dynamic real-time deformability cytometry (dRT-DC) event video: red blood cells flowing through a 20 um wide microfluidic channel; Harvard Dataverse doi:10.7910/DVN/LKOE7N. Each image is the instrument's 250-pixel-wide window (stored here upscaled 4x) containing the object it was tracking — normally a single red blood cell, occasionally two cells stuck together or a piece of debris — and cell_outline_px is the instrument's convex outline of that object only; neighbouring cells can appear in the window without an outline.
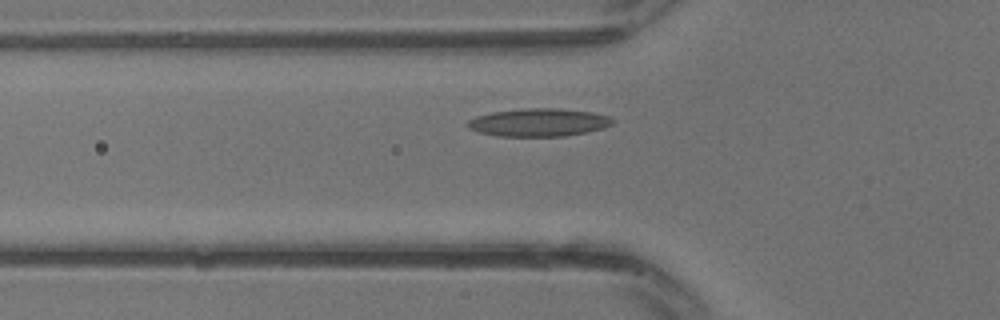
{"species": "common noctule bat (a hibernating species)", "species_latin": "Nyctalus noctula", "temperature_condition": "warm", "stored_images_in_passage": 20, "camera_frame_rate_fps": 3000, "um_per_image_px": 0.085, "animal": {"sex": "male", "body_mass_g": 13.3}, "frame": {"image": 1, "passage_image": 2, "time_ms": 0.333, "image_size_px": [1000, 320], "cell_outline_px": [[616, 120], [612, 124], [604, 128], [588, 132], [564, 136], [496, 136], [476, 132], [468, 128], [464, 124], [468, 120], [476, 116], [492, 112], [524, 108], [556, 108], [592, 112], [608, 116]], "centroid_in_image_um": [45.76, 10.41], "position_along_channel_um": 80.0, "area_um2": 23.87}}
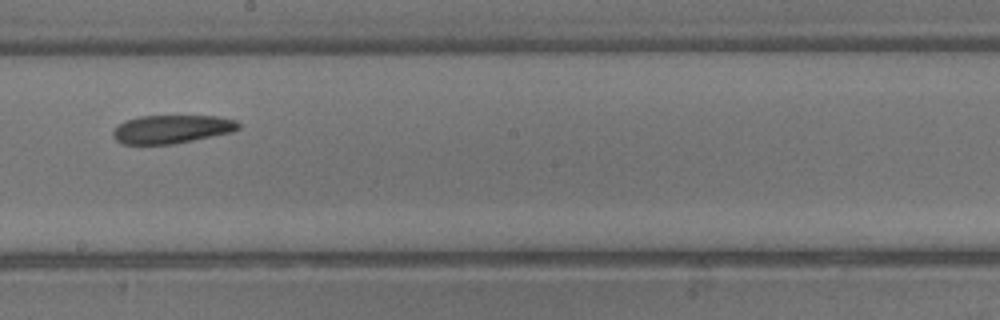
{"frame": {"image": 2, "passage_image": 9, "time_ms": 2.667, "image_size_px": [1000, 320], "cell_outline_px": [[240, 128], [232, 132], [172, 144], [124, 144], [116, 140], [112, 136], [112, 132], [124, 120], [140, 116], [216, 116], [236, 120], [240, 124]], "centroid_in_image_um": [14.59, 10.97], "position_along_channel_um": 233.6, "area_um2": 20.63}}
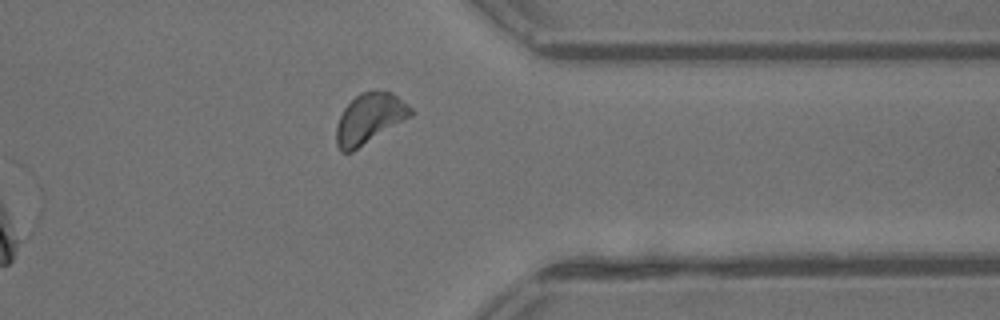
{"frame": {"image": 3, "passage_image": 16, "time_ms": 5.0, "image_size_px": [1000, 320], "cell_outline_px": [[416, 112], [412, 116], [352, 152], [340, 152], [336, 144], [336, 124], [344, 108], [360, 92], [376, 88], [392, 92], [408, 104]], "centroid_in_image_um": [31.43, 10.05], "position_along_channel_um": 380.0, "area_um2": 22.2}}